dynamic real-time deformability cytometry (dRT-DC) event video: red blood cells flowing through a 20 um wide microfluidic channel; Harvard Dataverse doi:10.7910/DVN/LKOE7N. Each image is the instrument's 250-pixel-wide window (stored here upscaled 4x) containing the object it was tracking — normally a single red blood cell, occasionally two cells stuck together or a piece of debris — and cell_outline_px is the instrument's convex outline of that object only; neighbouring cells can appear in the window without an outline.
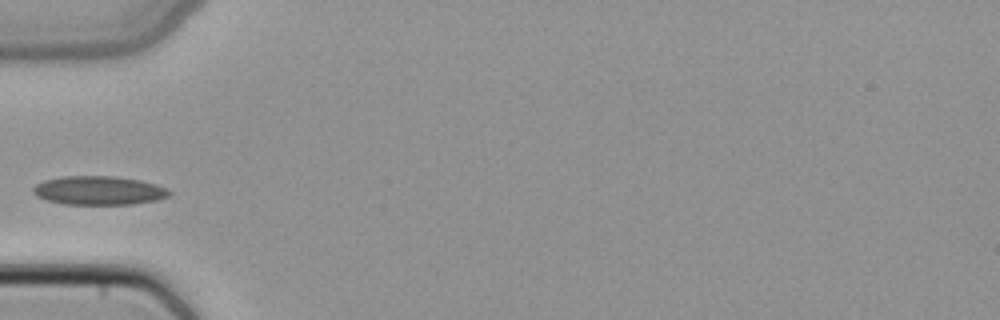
{"species": "common noctule bat (a hibernating species)", "species_latin": "Nyctalus noctula", "temperature_condition": "cold", "stored_images_in_passage": 3, "camera_frame_rate_fps": 3000, "um_per_image_px": 0.085, "animal": {"sex": "female", "body_mass_g": 22.7, "forearm_length_mm": 54.2}, "frame": {"image": 1, "passage_image": 3, "time_ms": 0.667, "image_size_px": [1000, 320], "cell_outline_px": [[172, 192], [168, 196], [156, 200], [132, 204], [64, 204], [48, 200], [36, 196], [32, 192], [32, 188], [36, 184], [44, 180], [64, 176], [116, 176], [140, 180], [156, 184], [168, 188]], "centroid_in_image_um": [8.4, 16.18], "position_along_channel_um": 76.6, "area_um2": 22.89}}